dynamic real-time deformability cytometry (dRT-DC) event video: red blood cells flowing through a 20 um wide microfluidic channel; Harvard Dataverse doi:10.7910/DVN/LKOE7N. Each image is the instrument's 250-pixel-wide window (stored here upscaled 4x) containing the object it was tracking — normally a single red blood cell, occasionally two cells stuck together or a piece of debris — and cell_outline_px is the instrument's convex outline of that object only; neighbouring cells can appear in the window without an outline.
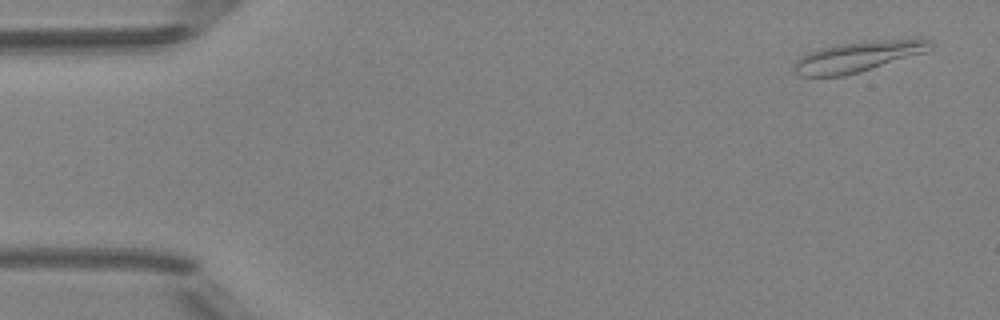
{"species": "Egyptian fruit bat (a non-hibernating species)", "species_latin": "Rousettus aegyptiacus", "temperature_condition": "room temperature", "stored_images_in_passage": 5, "camera_frame_rate_fps": 3000, "um_per_image_px": 0.085, "animal": {"sex": "female"}, "frame": {"image": 1, "passage_image": 1, "time_ms": 0.0, "image_size_px": [1000, 320], "cell_outline_px": [[932, 48], [928, 52], [860, 72], [844, 76], [800, 76], [792, 68], [792, 64], [800, 56], [816, 48], [836, 44], [872, 40], [920, 36], [932, 40]], "centroid_in_image_um": [73.01, 4.77], "position_along_channel_um": 12.0, "area_um2": 25.26}}
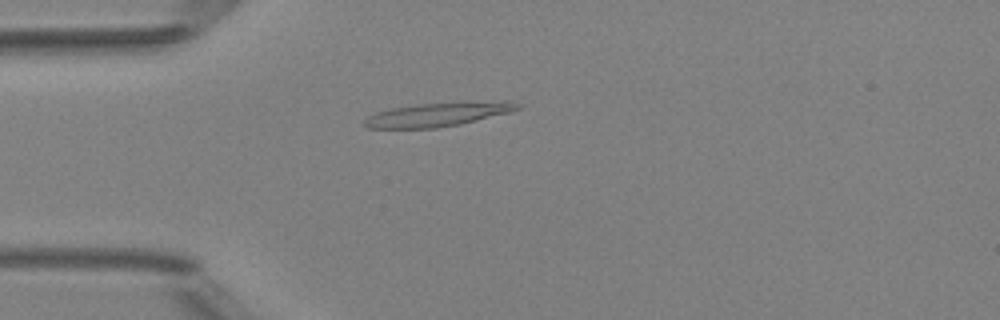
{"frame": {"image": 2, "passage_image": 4, "time_ms": 3.667, "image_size_px": [1000, 320], "cell_outline_px": [[524, 104], [520, 108], [508, 112], [460, 124], [436, 128], [368, 128], [364, 124], [364, 120], [368, 116], [376, 112], [392, 108], [416, 104], [504, 100], [508, 100]], "centroid_in_image_um": [37.26, 9.71], "position_along_channel_um": 47.7, "area_um2": 21.27}}